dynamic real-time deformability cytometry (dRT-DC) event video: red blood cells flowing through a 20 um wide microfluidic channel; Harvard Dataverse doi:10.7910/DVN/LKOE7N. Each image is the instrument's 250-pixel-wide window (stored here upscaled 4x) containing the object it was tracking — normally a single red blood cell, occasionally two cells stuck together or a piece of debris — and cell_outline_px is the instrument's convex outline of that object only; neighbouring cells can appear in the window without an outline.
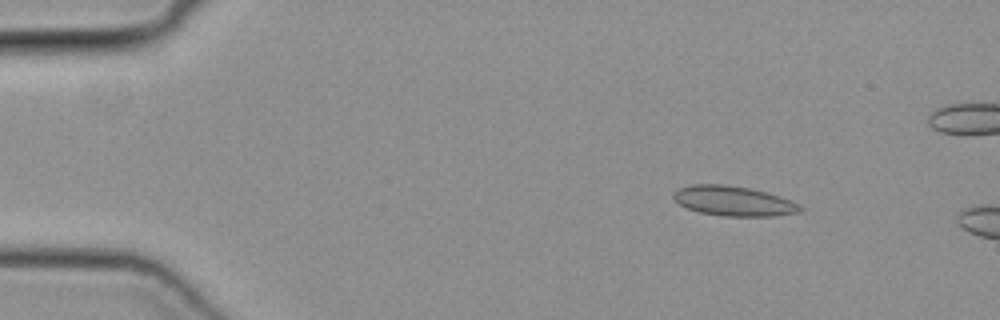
{"species": "common noctule bat (a hibernating species)", "species_latin": "Nyctalus noctula", "temperature_condition": "cold", "stored_images_in_passage": 10, "camera_frame_rate_fps": 3000, "um_per_image_px": 0.085, "animal": {"sex": "female", "body_mass_g": 19.3, "forearm_length_mm": 54.1}, "frame": {"image": 1, "passage_image": 6, "time_ms": 1.667, "image_size_px": [1000, 320], "cell_outline_px": [[804, 208], [800, 212], [772, 216], [724, 216], [700, 212], [688, 208], [680, 204], [672, 196], [672, 192], [680, 188], [692, 184], [724, 184], [748, 188], [768, 192], [792, 200], [800, 204]], "centroid_in_image_um": [62.39, 17.08], "position_along_channel_um": 22.6, "area_um2": 22.08}}